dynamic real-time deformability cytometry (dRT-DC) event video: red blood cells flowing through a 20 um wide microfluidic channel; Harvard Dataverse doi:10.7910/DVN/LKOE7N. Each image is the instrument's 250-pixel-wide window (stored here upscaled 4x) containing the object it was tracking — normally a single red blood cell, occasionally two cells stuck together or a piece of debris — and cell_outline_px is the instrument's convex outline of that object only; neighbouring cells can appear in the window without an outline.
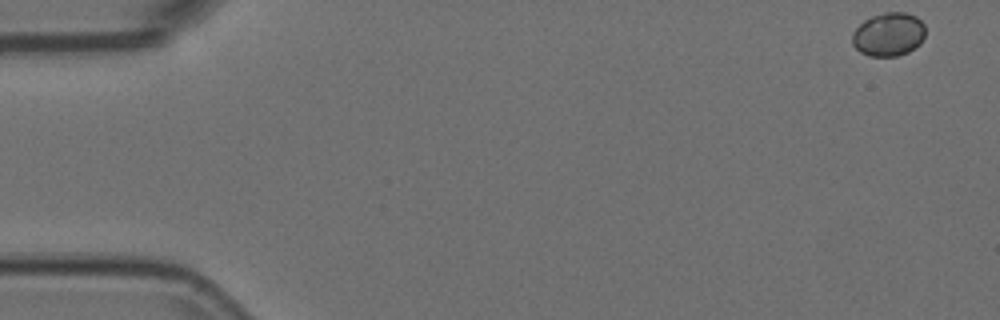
{"species": "Egyptian fruit bat (a non-hibernating species)", "species_latin": "Rousettus aegyptiacus", "temperature_condition": "room temperature", "stored_images_in_passage": 54, "camera_frame_rate_fps": 3000, "um_per_image_px": 0.085, "animal": {"sex": "female"}, "frame": {"image": 1, "passage_image": 1, "time_ms": 0.0, "image_size_px": [1000, 320], "cell_outline_px": [[924, 36], [920, 44], [908, 52], [896, 56], [868, 56], [860, 52], [852, 44], [852, 32], [864, 20], [872, 16], [884, 12], [904, 12], [916, 16], [924, 24]], "centroid_in_image_um": [75.52, 2.92], "position_along_channel_um": 9.5, "area_um2": 18.61}}
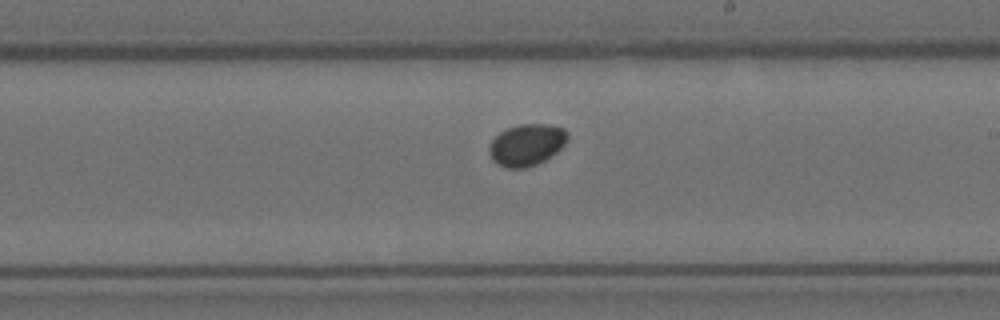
{"frame": {"image": 2, "passage_image": 31, "time_ms": 10.0, "image_size_px": [1000, 320], "cell_outline_px": [[568, 140], [556, 152], [544, 160], [536, 164], [524, 168], [508, 168], [492, 160], [488, 152], [488, 148], [492, 140], [500, 132], [508, 128], [520, 124], [548, 124], [564, 128], [568, 132]], "centroid_in_image_um": [44.77, 12.3], "position_along_channel_um": 244.2, "area_um2": 18.96}}
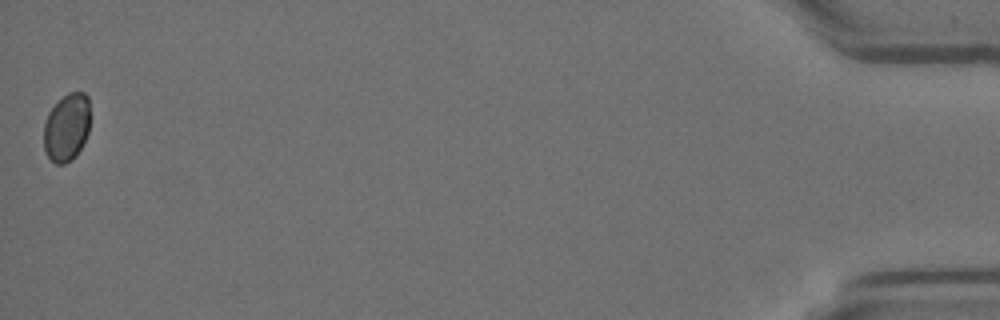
{"frame": {"image": 3, "passage_image": 54, "time_ms": 17.667, "image_size_px": [1000, 320], "cell_outline_px": [[88, 132], [76, 156], [72, 160], [64, 164], [56, 164], [44, 152], [44, 124], [48, 112], [68, 92], [84, 92], [88, 96]], "centroid_in_image_um": [5.65, 10.84], "position_along_channel_um": 429.6, "area_um2": 18.09}}